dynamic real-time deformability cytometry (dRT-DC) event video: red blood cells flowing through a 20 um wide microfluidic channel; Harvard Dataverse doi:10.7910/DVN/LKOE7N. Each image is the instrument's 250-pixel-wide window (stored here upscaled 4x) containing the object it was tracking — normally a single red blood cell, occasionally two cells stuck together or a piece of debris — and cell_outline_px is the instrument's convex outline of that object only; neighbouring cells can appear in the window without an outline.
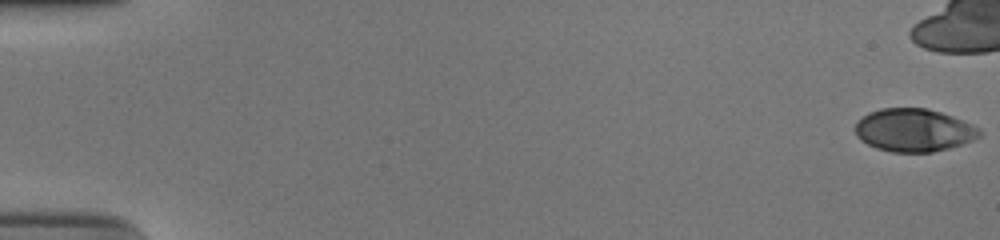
{"species": "human", "species_latin": "Homo sapiens", "temperature_condition": "cold", "stored_images_in_passage": 45, "camera_frame_rate_fps": 3000, "um_per_image_px": 0.085, "donor": {"sex": "male"}, "frame": {"image": 1, "passage_image": 1, "time_ms": 0.0, "image_size_px": [1000, 240], "cell_outline_px": [[984, 132], [980, 136], [972, 140], [948, 148], [932, 152], [892, 152], [876, 148], [860, 140], [856, 136], [856, 124], [868, 112], [880, 108], [928, 108], [964, 120], [980, 128]], "centroid_in_image_um": [77.69, 11.06], "position_along_channel_um": 7.3, "area_um2": 31.1}}
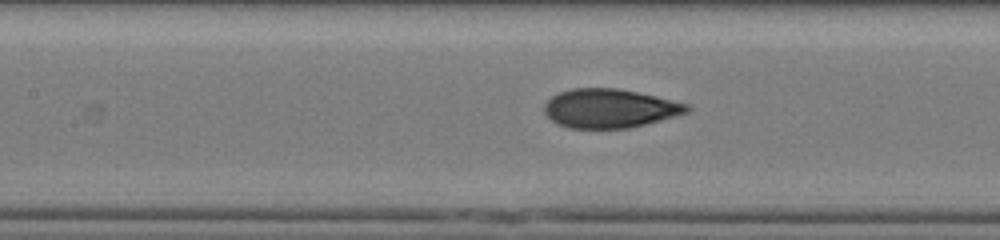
{"frame": {"image": 2, "passage_image": 27, "time_ms": 8.667, "image_size_px": [1000, 240], "cell_outline_px": [[692, 108], [688, 112], [676, 116], [628, 128], [568, 128], [556, 124], [544, 112], [544, 104], [552, 96], [560, 92], [572, 88], [616, 88], [656, 96], [688, 104]], "centroid_in_image_um": [51.81, 9.21], "position_along_channel_um": 155.6, "area_um2": 32.25}}
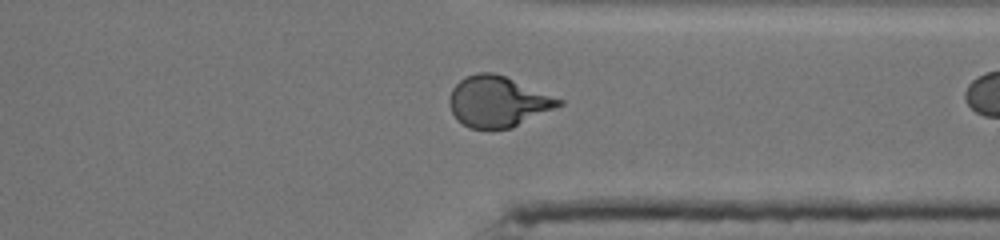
{"frame": {"image": 3, "passage_image": 44, "time_ms": 14.333, "image_size_px": [1000, 240], "cell_outline_px": [[564, 104], [556, 108], [512, 128], [468, 128], [456, 120], [448, 104], [448, 100], [452, 88], [464, 76], [476, 72], [492, 72], [504, 76], [564, 100]], "centroid_in_image_um": [42.29, 8.64], "position_along_channel_um": 369.1, "area_um2": 32.43}}